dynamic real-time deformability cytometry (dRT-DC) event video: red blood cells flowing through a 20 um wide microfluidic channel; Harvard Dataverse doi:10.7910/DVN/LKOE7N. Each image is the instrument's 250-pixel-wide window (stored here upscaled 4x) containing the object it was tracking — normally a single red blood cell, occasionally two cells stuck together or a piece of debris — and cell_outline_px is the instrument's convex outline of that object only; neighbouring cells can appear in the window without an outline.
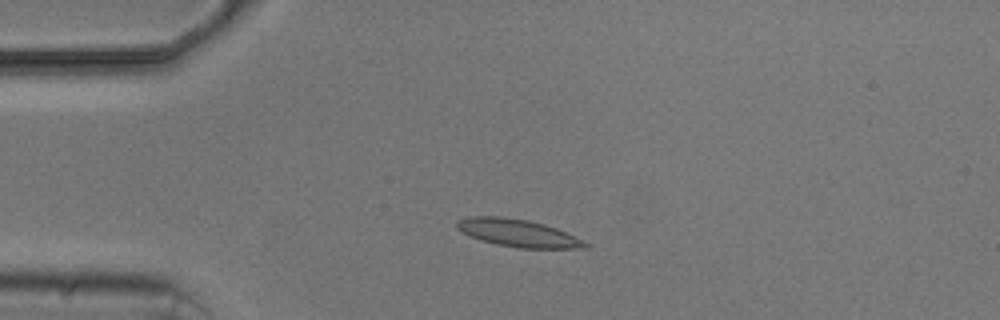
{"species": "common noctule bat (a hibernating species)", "species_latin": "Nyctalus noctula", "temperature_condition": "cold", "stored_images_in_passage": 3, "camera_frame_rate_fps": 3000, "um_per_image_px": 0.085, "animal": {"sex": "male", "body_mass_g": 20.5, "forearm_length_mm": 52.5}, "frame": {"image": 1, "passage_image": 3, "time_ms": 2.333, "image_size_px": [1000, 320], "cell_outline_px": [[592, 244], [588, 248], [520, 248], [496, 244], [480, 240], [456, 228], [456, 224], [460, 220], [472, 216], [500, 216], [528, 220], [544, 224], [556, 228]], "centroid_in_image_um": [44.08, 19.81], "position_along_channel_um": 40.9, "area_um2": 20.4}}